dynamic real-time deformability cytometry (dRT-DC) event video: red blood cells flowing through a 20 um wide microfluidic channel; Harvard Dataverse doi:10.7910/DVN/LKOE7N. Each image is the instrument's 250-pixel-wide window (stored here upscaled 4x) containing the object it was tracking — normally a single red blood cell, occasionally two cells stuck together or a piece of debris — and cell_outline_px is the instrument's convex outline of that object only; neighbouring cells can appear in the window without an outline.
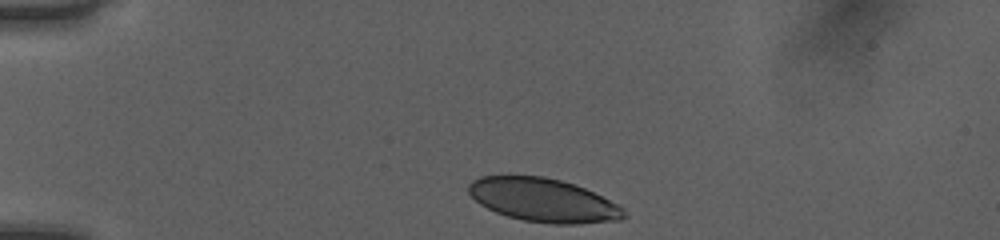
{"species": "human", "species_latin": "Homo sapiens", "temperature_condition": "room temperature", "stored_images_in_passage": 34, "camera_frame_rate_fps": 3000, "um_per_image_px": 0.085, "donor": {"sex": "female"}, "frame": {"image": 1, "passage_image": 1, "time_ms": 0.0, "image_size_px": [1000, 240], "cell_outline_px": [[628, 216], [620, 220], [580, 224], [552, 224], [524, 220], [508, 216], [496, 212], [480, 204], [468, 192], [468, 184], [472, 180], [480, 176], [544, 176], [560, 180], [584, 188], [620, 204], [624, 208]], "centroid_in_image_um": [46.22, 17.02], "position_along_channel_um": 38.8, "area_um2": 39.48}}
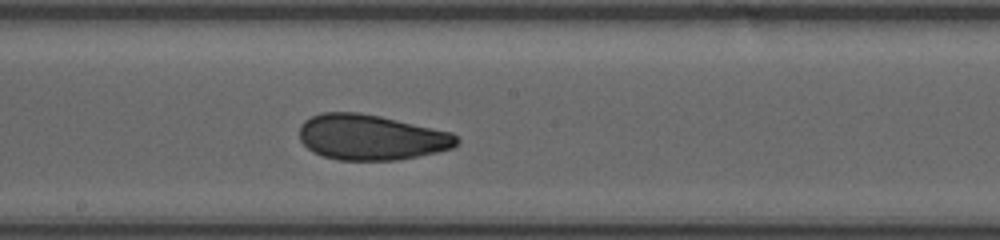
{"frame": {"image": 2, "passage_image": 18, "time_ms": 5.667, "image_size_px": [1000, 240], "cell_outline_px": [[460, 140], [452, 148], [436, 152], [396, 160], [340, 160], [324, 156], [312, 152], [300, 140], [300, 124], [304, 120], [320, 112], [360, 112], [380, 116], [452, 132]], "centroid_in_image_um": [31.52, 11.66], "position_along_channel_um": 216.7, "area_um2": 41.62}}
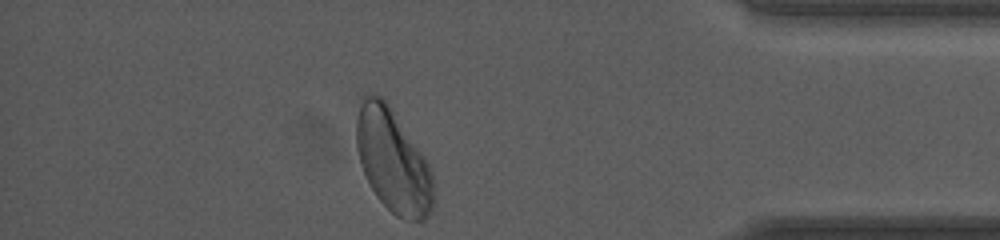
{"frame": {"image": 3, "passage_image": 34, "time_ms": 11.0, "image_size_px": [1000, 240], "cell_outline_px": [[432, 208], [428, 216], [424, 220], [408, 220], [396, 216], [376, 196], [360, 164], [356, 148], [356, 120], [360, 96], [368, 92], [384, 96], [424, 156], [432, 172]], "centroid_in_image_um": [33.36, 13.59], "position_along_channel_um": 401.8, "area_um2": 46.53}, "authors_computed_cell_mechanics": {"area_um2": 41.6449, "velocity_mm_per_s": 4.0341, "shape_relaxation_time_tau1_ms": 4.2073, "shape_relaxation_time_tau2_ms": 0.9954, "deformation_change_tau1": 0.112, "deformation_change_tau2": 0.0639}}